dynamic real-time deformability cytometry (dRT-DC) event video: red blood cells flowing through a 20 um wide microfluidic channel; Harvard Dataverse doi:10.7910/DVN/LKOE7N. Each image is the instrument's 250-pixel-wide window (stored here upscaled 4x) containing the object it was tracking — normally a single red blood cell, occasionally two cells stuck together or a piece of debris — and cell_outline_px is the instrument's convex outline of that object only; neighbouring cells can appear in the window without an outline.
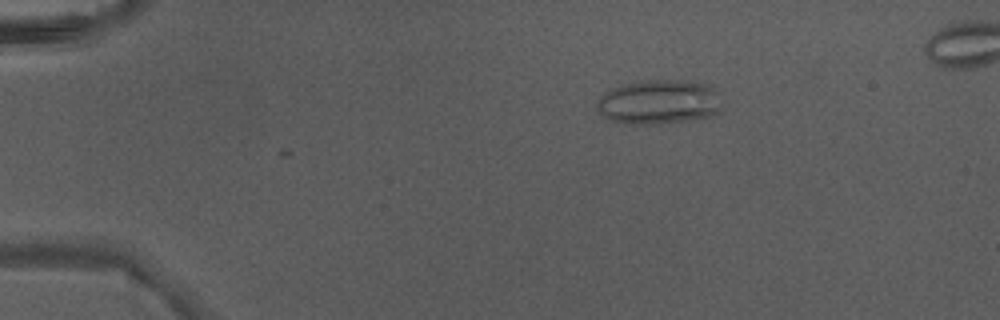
{"species": "Egyptian fruit bat (a non-hibernating species)", "species_latin": "Rousettus aegyptiacus", "temperature_condition": "warm", "stored_images_in_passage": 7, "camera_frame_rate_fps": 3000, "um_per_image_px": 0.085, "animal": {"sex": "male"}, "frame": {"image": 1, "passage_image": 3, "time_ms": 0.667, "image_size_px": [1000, 320], "cell_outline_px": [[720, 112], [716, 116], [660, 124], [616, 124], [608, 120], [596, 108], [596, 100], [604, 92], [620, 84], [640, 80], [680, 80], [712, 84], [720, 92]], "centroid_in_image_um": [56.02, 8.67], "position_along_channel_um": 29.0, "area_um2": 33.47}}